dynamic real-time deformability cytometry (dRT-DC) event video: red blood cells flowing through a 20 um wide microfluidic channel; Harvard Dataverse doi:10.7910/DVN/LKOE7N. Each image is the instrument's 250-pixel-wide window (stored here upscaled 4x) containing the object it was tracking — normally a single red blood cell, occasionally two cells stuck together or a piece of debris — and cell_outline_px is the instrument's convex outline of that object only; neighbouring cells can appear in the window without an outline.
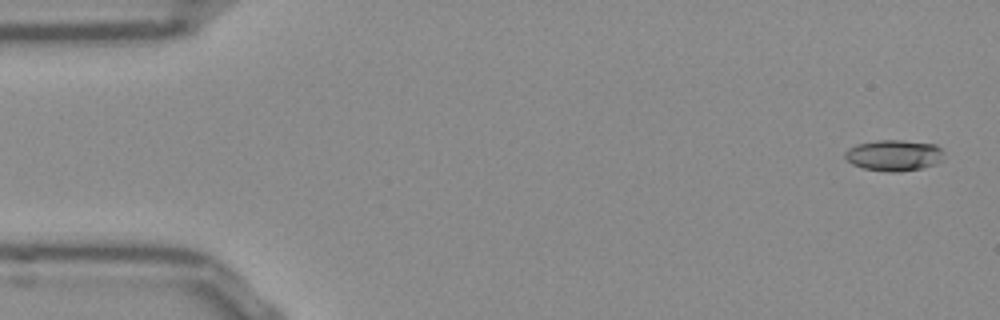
{"species": "Egyptian fruit bat (a non-hibernating species)", "species_latin": "Rousettus aegyptiacus", "temperature_condition": "room temperature", "stored_images_in_passage": 53, "camera_frame_rate_fps": 3000, "um_per_image_px": 0.085, "frame": {"image": 1, "passage_image": 2, "time_ms": 0.333, "image_size_px": [1000, 320], "cell_outline_px": [[944, 152], [940, 160], [936, 164], [920, 168], [900, 172], [888, 172], [864, 168], [852, 164], [844, 160], [844, 152], [848, 148], [856, 144], [876, 140], [900, 140], [936, 144]], "centroid_in_image_um": [75.94, 13.2], "position_along_channel_um": 9.1, "area_um2": 18.03}}
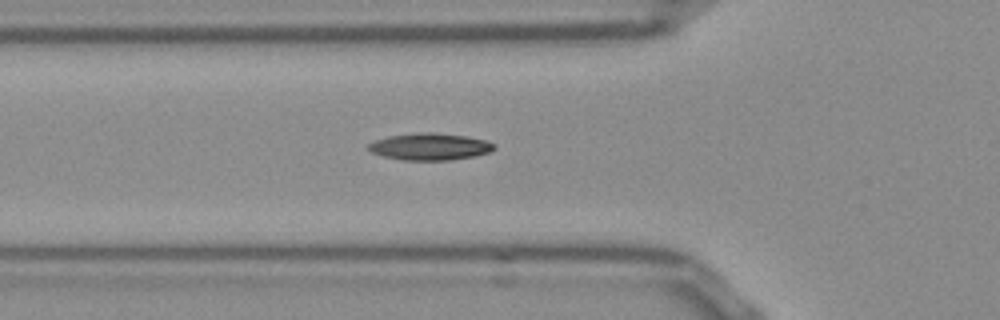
{"frame": {"image": 2, "passage_image": 18, "time_ms": 5.667, "image_size_px": [1000, 320], "cell_outline_px": [[496, 148], [488, 152], [476, 156], [452, 160], [404, 160], [384, 156], [372, 152], [368, 148], [368, 144], [376, 140], [388, 136], [420, 132], [432, 132], [464, 136], [484, 140], [496, 144]], "centroid_in_image_um": [36.56, 12.46], "position_along_channel_um": 89.2, "area_um2": 19.59}}
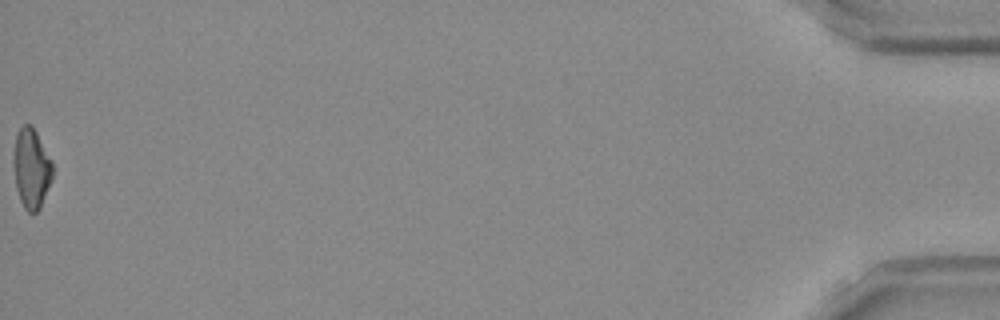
{"frame": {"image": 3, "passage_image": 53, "time_ms": 17.333, "image_size_px": [1000, 320], "cell_outline_px": [[52, 180], [40, 208], [36, 212], [28, 212], [24, 208], [20, 200], [16, 188], [12, 164], [12, 156], [16, 136], [20, 128], [24, 124], [32, 124], [52, 160]], "centroid_in_image_um": [2.65, 14.3], "position_along_channel_um": 432.5, "area_um2": 18.44}, "authors_computed_cell_mechanics": {"area_um2": 18.1492, "velocity_mm_per_s": 3.8506, "shape_relaxation_time_tau1_ms": 11.1735, "shape_relaxation_time_tau2_ms": 6.3047, "deformation_change_tau1": 0.2563, "deformation_change_tau2": 0.1473}}